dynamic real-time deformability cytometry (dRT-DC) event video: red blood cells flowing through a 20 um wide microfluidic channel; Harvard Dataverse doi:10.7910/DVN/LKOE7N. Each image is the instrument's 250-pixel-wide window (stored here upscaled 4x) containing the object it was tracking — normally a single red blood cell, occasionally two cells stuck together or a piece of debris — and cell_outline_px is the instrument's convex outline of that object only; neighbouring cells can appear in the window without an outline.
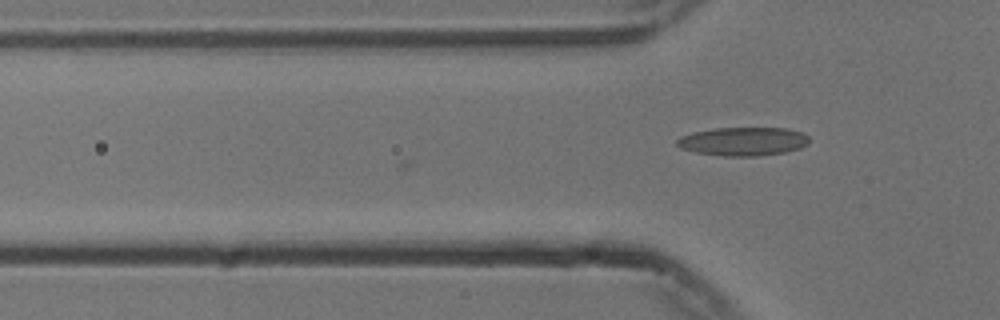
{"species": "common noctule bat (a hibernating species)", "species_latin": "Nyctalus noctula", "temperature_condition": "cold", "stored_images_in_passage": 2, "camera_frame_rate_fps": 3000, "um_per_image_px": 0.085, "animal": {"sex": "male", "body_mass_g": 13.3}, "frame": {"image": 1, "passage_image": 2, "time_ms": 0.333, "image_size_px": [1000, 320], "cell_outline_px": [[808, 144], [800, 148], [784, 152], [760, 156], [724, 156], [696, 152], [680, 148], [676, 144], [676, 140], [680, 136], [692, 132], [716, 128], [788, 128], [800, 132], [808, 136]], "centroid_in_image_um": [63.15, 12.02], "position_along_channel_um": 62.7, "area_um2": 22.02}}